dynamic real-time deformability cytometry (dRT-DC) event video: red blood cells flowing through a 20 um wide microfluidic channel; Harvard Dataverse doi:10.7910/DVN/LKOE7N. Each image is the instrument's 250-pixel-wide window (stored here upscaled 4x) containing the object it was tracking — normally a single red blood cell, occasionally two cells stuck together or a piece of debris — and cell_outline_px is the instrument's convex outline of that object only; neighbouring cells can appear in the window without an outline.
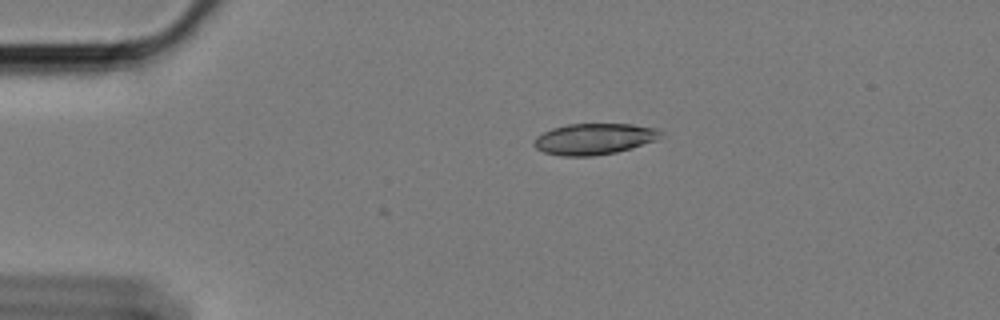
{"species": "Egyptian fruit bat (a non-hibernating species)", "species_latin": "Rousettus aegyptiacus", "temperature_condition": "cold", "stored_images_in_passage": 48, "camera_frame_rate_fps": 3000, "um_per_image_px": 0.085, "animal": {"sex": "female"}, "frame": {"image": 1, "passage_image": 1, "time_ms": 0.0, "image_size_px": [1000, 320], "cell_outline_px": [[660, 136], [656, 140], [632, 148], [616, 152], [592, 156], [560, 156], [544, 152], [536, 148], [532, 144], [532, 140], [536, 136], [552, 128], [568, 124], [632, 124], [656, 128], [660, 132]], "centroid_in_image_um": [50.45, 11.81], "position_along_channel_um": 34.5, "area_um2": 23.0}}
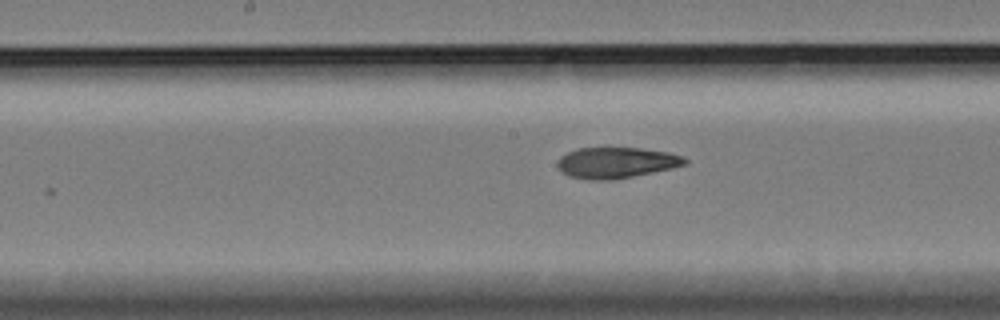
{"frame": {"image": 2, "passage_image": 19, "time_ms": 6.0, "image_size_px": [1000, 320], "cell_outline_px": [[688, 164], [672, 168], [632, 176], [608, 180], [588, 180], [568, 176], [560, 172], [556, 164], [560, 156], [576, 148], [604, 144], [640, 148], [668, 152], [680, 156], [688, 160]], "centroid_in_image_um": [52.3, 13.78], "position_along_channel_um": 195.9, "area_um2": 23.87}}
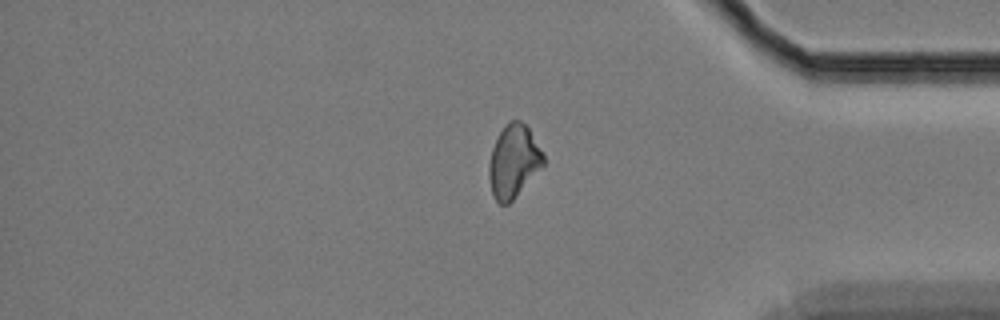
{"frame": {"image": 3, "passage_image": 38, "time_ms": 12.333, "image_size_px": [1000, 320], "cell_outline_px": [[544, 164], [512, 200], [508, 204], [500, 204], [492, 196], [488, 176], [488, 164], [492, 148], [504, 124], [508, 120], [520, 120], [528, 128], [544, 152]], "centroid_in_image_um": [43.63, 13.69], "position_along_channel_um": 391.6, "area_um2": 23.06}, "authors_computed_cell_mechanics": {"area_um2": 23.4379, "velocity_mm_per_s": 3.3873, "shape_relaxation_time_tau1_ms": 7.9829, "shape_relaxation_time_tau2_ms": 2.9693, "deformation_change_tau1": 0.174, "deformation_change_tau2": 0.0847}}